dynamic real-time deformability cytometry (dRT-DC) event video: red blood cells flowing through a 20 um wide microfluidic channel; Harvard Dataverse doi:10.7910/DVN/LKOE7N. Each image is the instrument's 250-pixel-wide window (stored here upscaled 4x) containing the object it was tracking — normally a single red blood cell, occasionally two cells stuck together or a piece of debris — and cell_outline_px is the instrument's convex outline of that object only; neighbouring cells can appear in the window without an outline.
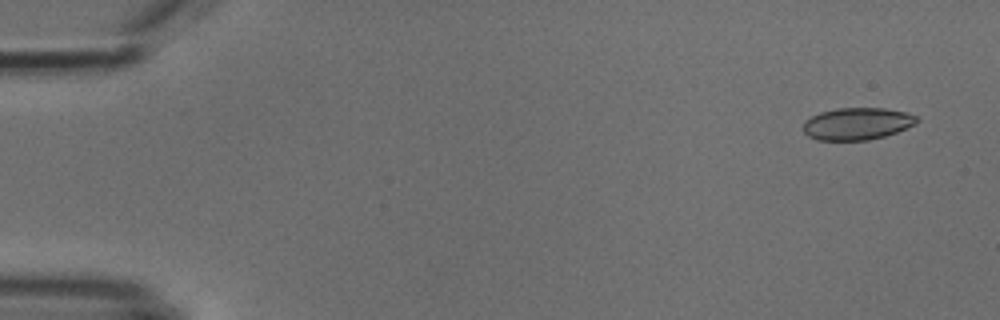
{"species": "common noctule bat (a hibernating species)", "species_latin": "Nyctalus noctula", "temperature_condition": "cold", "stored_images_in_passage": 4, "camera_frame_rate_fps": 3000, "um_per_image_px": 0.085, "animal": {"sex": "male", "body_mass_g": 18.8}, "frame": {"image": 1, "passage_image": 1, "time_ms": 0.0, "image_size_px": [1000, 320], "cell_outline_px": [[920, 120], [916, 124], [896, 132], [884, 136], [868, 140], [816, 140], [808, 136], [804, 132], [804, 120], [820, 112], [836, 108], [884, 108], [904, 112], [916, 116]], "centroid_in_image_um": [72.85, 10.51], "position_along_channel_um": 12.2, "area_um2": 21.27}}
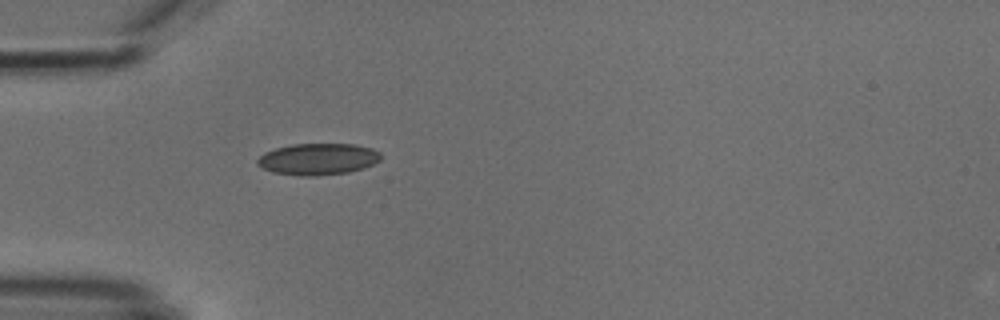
{"frame": {"image": 2, "passage_image": 4, "time_ms": 4.333, "image_size_px": [1000, 320], "cell_outline_px": [[380, 160], [364, 168], [348, 172], [316, 176], [300, 176], [272, 172], [256, 164], [256, 160], [264, 152], [276, 148], [292, 144], [356, 144], [372, 148], [380, 152]], "centroid_in_image_um": [27.02, 13.52], "position_along_channel_um": 58.0, "area_um2": 22.77}}